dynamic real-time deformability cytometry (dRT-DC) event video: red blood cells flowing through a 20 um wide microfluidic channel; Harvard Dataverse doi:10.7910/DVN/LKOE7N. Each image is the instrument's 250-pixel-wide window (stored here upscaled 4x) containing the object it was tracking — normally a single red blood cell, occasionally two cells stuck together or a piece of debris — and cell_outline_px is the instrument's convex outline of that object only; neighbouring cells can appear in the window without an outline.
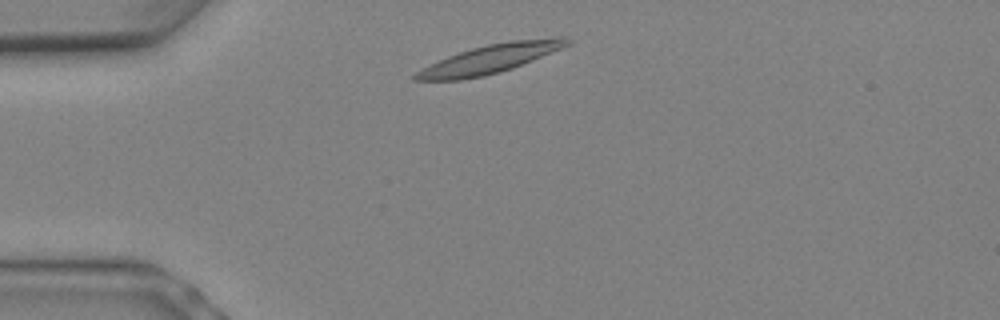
{"species": "Egyptian fruit bat (a non-hibernating species)", "species_latin": "Rousettus aegyptiacus", "temperature_condition": "warm", "stored_images_in_passage": 5, "camera_frame_rate_fps": 3000, "um_per_image_px": 0.085, "animal": {"sex": "female"}, "frame": {"image": 1, "passage_image": 1, "time_ms": 0.0, "image_size_px": [1000, 320], "cell_outline_px": [[572, 44], [512, 68], [500, 72], [484, 76], [460, 80], [412, 80], [412, 76], [416, 72], [448, 56], [472, 48], [488, 44], [512, 40], [560, 36], [564, 36], [572, 40]], "centroid_in_image_um": [41.72, 4.99], "position_along_channel_um": 43.3, "area_um2": 25.2}}
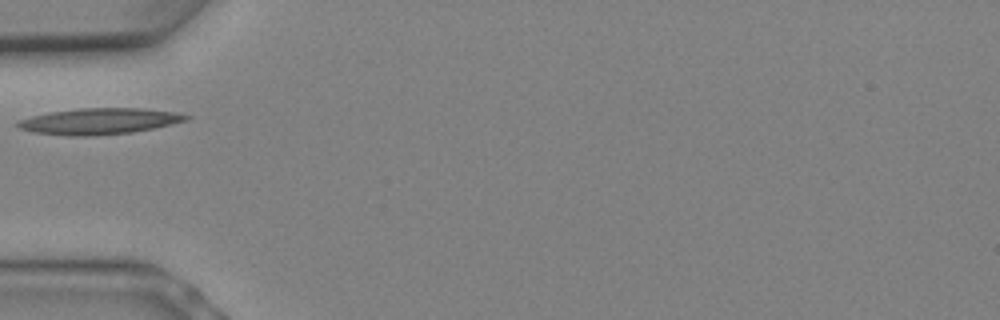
{"frame": {"image": 2, "passage_image": 3, "time_ms": 0.667, "image_size_px": [1000, 320], "cell_outline_px": [[192, 116], [188, 120], [152, 128], [132, 132], [92, 136], [68, 136], [32, 132], [20, 128], [12, 124], [16, 120], [48, 112], [80, 108], [140, 108], [176, 112]], "centroid_in_image_um": [8.38, 10.3], "position_along_channel_um": 76.6, "area_um2": 25.78}}
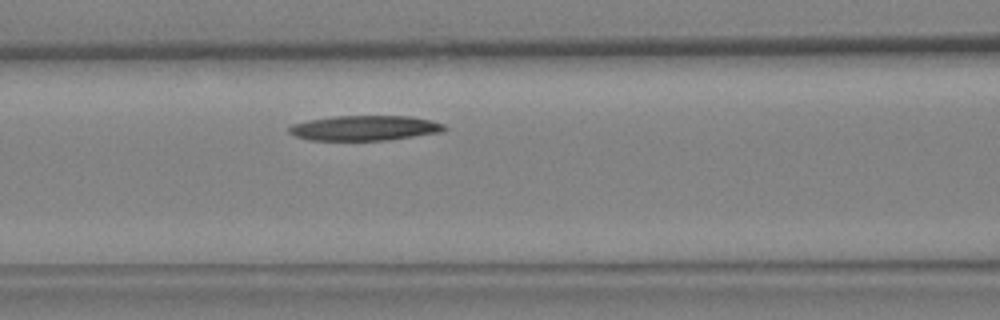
{"frame": {"image": 3, "passage_image": 5, "time_ms": 1.333, "image_size_px": [1000, 320], "cell_outline_px": [[448, 128], [440, 132], [388, 140], [312, 140], [296, 136], [288, 132], [288, 128], [292, 124], [308, 120], [332, 116], [412, 116], [432, 120], [444, 124]], "centroid_in_image_um": [31.01, 10.87], "position_along_channel_um": 135.6, "area_um2": 22.66}}